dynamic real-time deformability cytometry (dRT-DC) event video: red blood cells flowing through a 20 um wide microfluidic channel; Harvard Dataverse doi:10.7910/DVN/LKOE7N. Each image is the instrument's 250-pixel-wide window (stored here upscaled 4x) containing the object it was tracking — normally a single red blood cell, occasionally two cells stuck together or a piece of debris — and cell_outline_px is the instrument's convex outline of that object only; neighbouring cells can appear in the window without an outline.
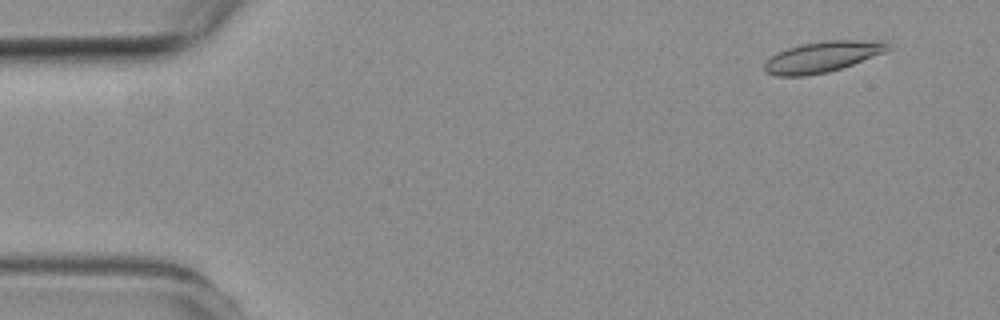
{"species": "common noctule bat (a hibernating species)", "species_latin": "Nyctalus noctula", "temperature_condition": "room temperature", "stored_images_in_passage": 4, "camera_frame_rate_fps": 3000, "um_per_image_px": 0.085, "animal": {"sex": "female", "body_mass_g": 19.3, "forearm_length_mm": 54.1}, "frame": {"image": 1, "passage_image": 1, "time_ms": 0.0, "image_size_px": [1000, 320], "cell_outline_px": [[892, 48], [884, 52], [852, 64], [828, 72], [808, 76], [776, 76], [768, 72], [764, 68], [764, 64], [776, 52], [800, 44], [828, 40], [852, 40], [888, 44]], "centroid_in_image_um": [69.82, 4.85], "position_along_channel_um": 15.2, "area_um2": 21.62}}
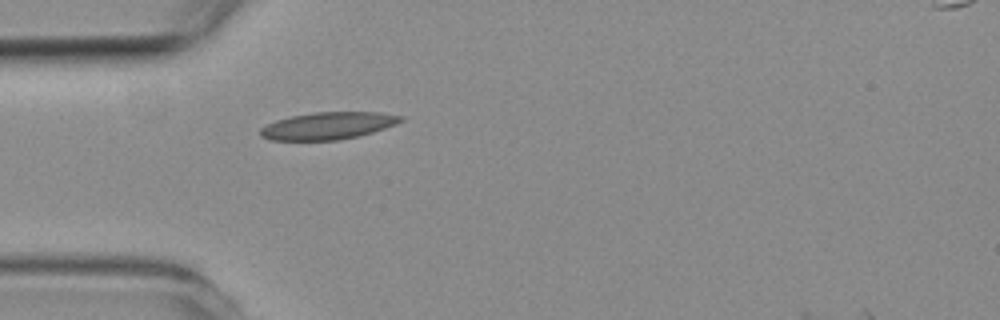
{"frame": {"image": 2, "passage_image": 4, "time_ms": 3.667, "image_size_px": [1000, 320], "cell_outline_px": [[404, 120], [396, 124], [360, 136], [336, 140], [272, 140], [260, 136], [260, 128], [276, 120], [292, 116], [312, 112], [380, 112], [404, 116]], "centroid_in_image_um": [27.9, 10.68], "position_along_channel_um": 57.1, "area_um2": 22.25}}